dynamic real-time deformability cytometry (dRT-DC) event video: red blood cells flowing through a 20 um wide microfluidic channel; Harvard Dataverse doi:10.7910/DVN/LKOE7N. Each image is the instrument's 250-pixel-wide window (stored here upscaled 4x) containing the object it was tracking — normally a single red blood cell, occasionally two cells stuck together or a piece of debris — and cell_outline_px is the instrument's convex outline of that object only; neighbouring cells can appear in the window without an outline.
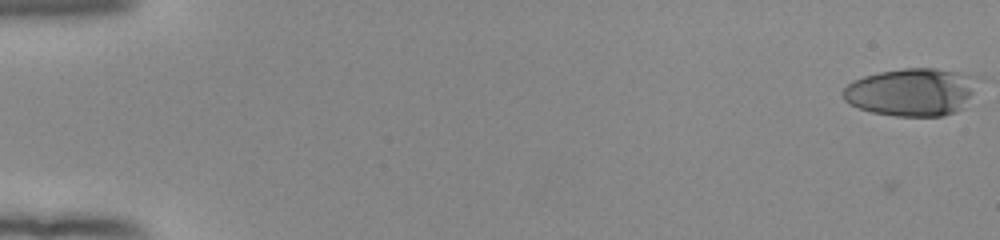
{"species": "human", "species_latin": "Homo sapiens", "temperature_condition": "room temperature", "stored_images_in_passage": 54, "camera_frame_rate_fps": 3000, "um_per_image_px": 0.085, "donor": {"sex": "female"}, "frame": {"image": 1, "passage_image": 1, "time_ms": 0.0, "image_size_px": [1000, 240], "cell_outline_px": [[984, 76], [964, 108], [956, 112], [944, 116], [896, 116], [872, 112], [848, 104], [844, 100], [840, 92], [852, 80], [864, 76], [880, 72], [900, 68], [936, 68]], "centroid_in_image_um": [77.56, 7.81], "position_along_channel_um": 7.4, "area_um2": 38.44}}
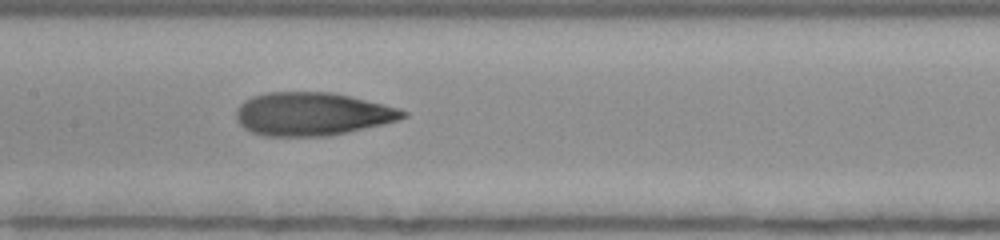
{"frame": {"image": 2, "passage_image": 28, "time_ms": 9.0, "image_size_px": [1000, 240], "cell_outline_px": [[408, 116], [400, 120], [384, 124], [348, 132], [328, 136], [264, 136], [252, 132], [244, 128], [236, 120], [236, 108], [244, 100], [252, 96], [268, 92], [332, 92], [384, 104], [400, 108], [408, 112]], "centroid_in_image_um": [26.54, 9.69], "position_along_channel_um": 180.9, "area_um2": 42.25}}
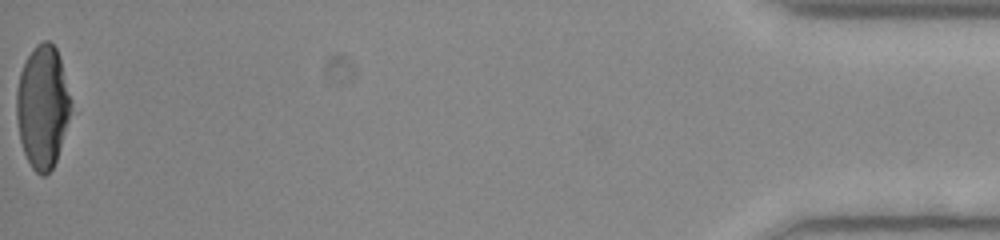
{"frame": {"image": 3, "passage_image": 54, "time_ms": 17.667, "image_size_px": [1000, 240], "cell_outline_px": [[72, 104], [68, 120], [56, 160], [52, 168], [44, 176], [40, 176], [32, 168], [24, 152], [20, 140], [16, 116], [16, 92], [20, 72], [32, 48], [36, 44], [44, 40], [48, 40], [56, 48], [60, 56], [72, 100]], "centroid_in_image_um": [3.62, 9.04], "position_along_channel_um": 431.6, "area_um2": 38.96}, "authors_computed_cell_mechanics": {"area_um2": 40.7779, "velocity_mm_per_s": 3.9483, "shape_relaxation_time_tau1_ms": 6.0315, "shape_relaxation_time_tau2_ms": 2.2477, "deformation_change_tau1": 0.2479, "deformation_change_tau2": 0.0796}}